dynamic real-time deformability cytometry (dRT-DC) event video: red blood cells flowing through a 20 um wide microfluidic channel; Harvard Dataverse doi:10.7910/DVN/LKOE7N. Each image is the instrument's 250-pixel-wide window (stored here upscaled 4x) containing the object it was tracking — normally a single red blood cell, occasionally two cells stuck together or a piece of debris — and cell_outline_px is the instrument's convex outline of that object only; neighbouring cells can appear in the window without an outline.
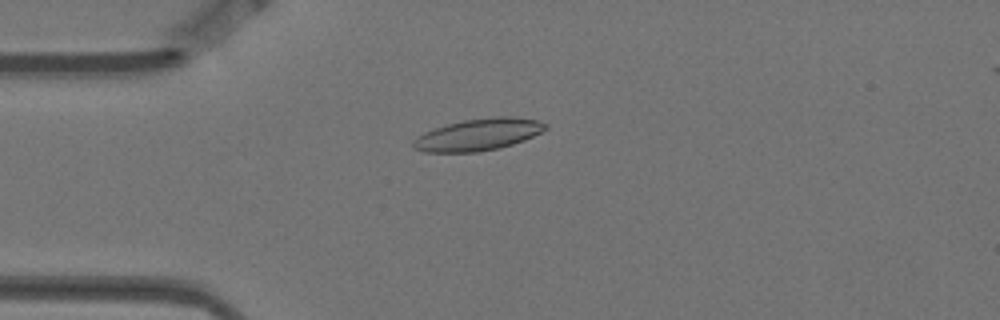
{"species": "Egyptian fruit bat (a non-hibernating species)", "species_latin": "Rousettus aegyptiacus", "temperature_condition": "warm", "stored_images_in_passage": 7, "camera_frame_rate_fps": 3000, "um_per_image_px": 0.085, "animal": {"sex": "female"}, "frame": {"image": 1, "passage_image": 4, "time_ms": 1.0, "image_size_px": [1000, 320], "cell_outline_px": [[548, 128], [524, 140], [500, 148], [476, 152], [424, 152], [412, 148], [412, 140], [424, 132], [448, 124], [464, 120], [496, 116], [512, 116], [540, 120], [548, 124]], "centroid_in_image_um": [40.66, 11.44], "position_along_channel_um": 44.3, "area_um2": 24.62}}
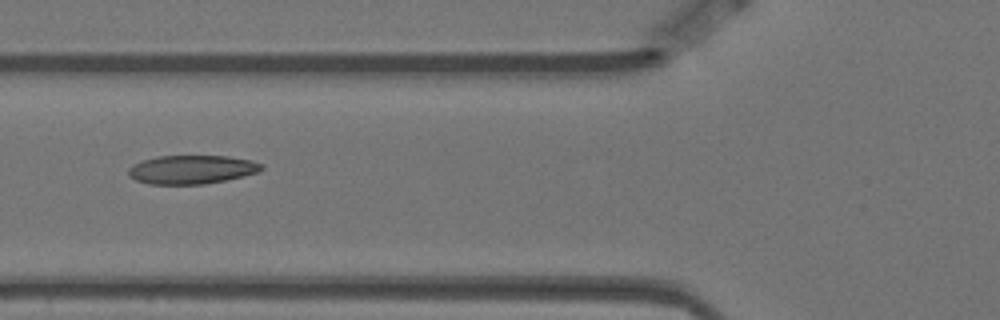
{"frame": {"image": 2, "passage_image": 6, "time_ms": 1.667, "image_size_px": [1000, 320], "cell_outline_px": [[264, 168], [260, 172], [224, 180], [204, 184], [148, 184], [136, 180], [128, 176], [128, 168], [132, 164], [156, 156], [228, 156], [252, 160], [264, 164]], "centroid_in_image_um": [16.3, 14.4], "position_along_channel_um": 109.5, "area_um2": 22.37}}
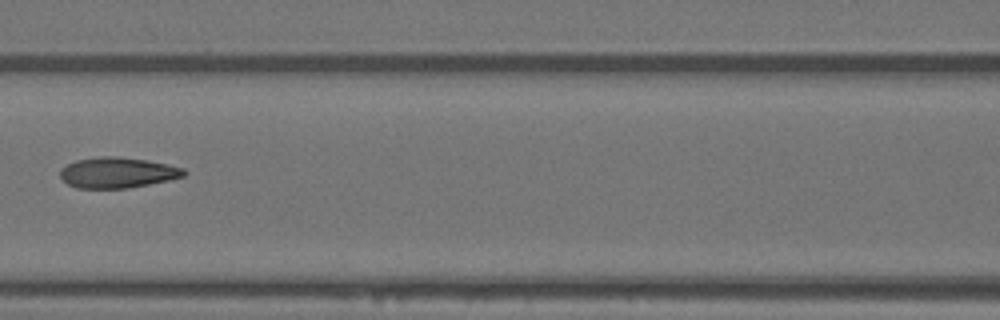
{"frame": {"image": 3, "passage_image": 7, "time_ms": 2.0, "image_size_px": [1000, 320], "cell_outline_px": [[188, 172], [184, 176], [168, 180], [128, 188], [76, 188], [68, 184], [60, 176], [60, 168], [76, 160], [100, 156], [120, 156], [168, 164], [184, 168]], "centroid_in_image_um": [9.98, 14.67], "position_along_channel_um": 156.6, "area_um2": 22.08}}